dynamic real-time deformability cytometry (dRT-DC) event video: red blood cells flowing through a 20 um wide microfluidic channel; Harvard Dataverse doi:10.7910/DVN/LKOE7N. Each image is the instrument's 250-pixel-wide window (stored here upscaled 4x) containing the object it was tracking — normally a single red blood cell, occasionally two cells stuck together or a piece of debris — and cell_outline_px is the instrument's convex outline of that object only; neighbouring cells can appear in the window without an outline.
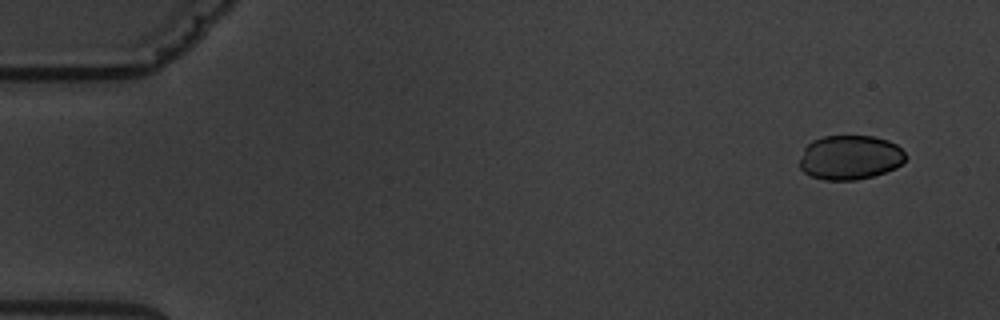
{"species": "common noctule bat (a hibernating species)", "species_latin": "Nyctalus noctula", "temperature_condition": "warm", "stored_images_in_passage": 5, "camera_frame_rate_fps": 3000, "um_per_image_px": 0.085, "animal": {"sex": "male", "body_mass_g": 19.5, "forearm_length_mm": 54.6}, "frame": {"image": 1, "passage_image": 1, "time_ms": 0.0, "image_size_px": [1000, 320], "cell_outline_px": [[908, 156], [896, 168], [872, 176], [856, 180], [824, 180], [812, 176], [804, 172], [800, 168], [800, 160], [804, 148], [812, 140], [824, 136], [872, 136], [888, 140], [896, 144]], "centroid_in_image_um": [72.25, 13.38], "position_along_channel_um": 12.7, "area_um2": 27.4}}